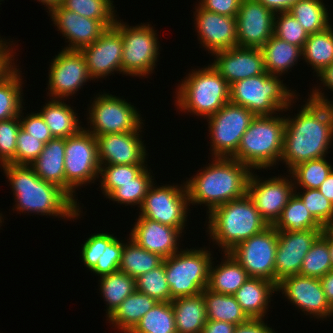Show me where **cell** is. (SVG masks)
Listing matches in <instances>:
<instances>
[{"label": "cell", "instance_id": "6da1fadb", "mask_svg": "<svg viewBox=\"0 0 333 333\" xmlns=\"http://www.w3.org/2000/svg\"><path fill=\"white\" fill-rule=\"evenodd\" d=\"M290 117L285 116L280 158L289 171L300 163L326 157L329 153L333 141V107L308 98L296 116Z\"/></svg>", "mask_w": 333, "mask_h": 333}, {"label": "cell", "instance_id": "7a4b0ae2", "mask_svg": "<svg viewBox=\"0 0 333 333\" xmlns=\"http://www.w3.org/2000/svg\"><path fill=\"white\" fill-rule=\"evenodd\" d=\"M0 167L14 191L16 204L13 210L68 220H76L83 213L79 202L76 203L60 187L41 179L31 166L6 163Z\"/></svg>", "mask_w": 333, "mask_h": 333}, {"label": "cell", "instance_id": "3957f363", "mask_svg": "<svg viewBox=\"0 0 333 333\" xmlns=\"http://www.w3.org/2000/svg\"><path fill=\"white\" fill-rule=\"evenodd\" d=\"M212 160L185 182L189 204H205L207 213L246 195L253 171L233 158L213 157Z\"/></svg>", "mask_w": 333, "mask_h": 333}, {"label": "cell", "instance_id": "277c9868", "mask_svg": "<svg viewBox=\"0 0 333 333\" xmlns=\"http://www.w3.org/2000/svg\"><path fill=\"white\" fill-rule=\"evenodd\" d=\"M207 215L206 232L224 253L269 227L248 194L215 207Z\"/></svg>", "mask_w": 333, "mask_h": 333}, {"label": "cell", "instance_id": "5b68a950", "mask_svg": "<svg viewBox=\"0 0 333 333\" xmlns=\"http://www.w3.org/2000/svg\"><path fill=\"white\" fill-rule=\"evenodd\" d=\"M256 116L243 134L233 159L252 170L270 169L280 162L285 116Z\"/></svg>", "mask_w": 333, "mask_h": 333}, {"label": "cell", "instance_id": "8992f818", "mask_svg": "<svg viewBox=\"0 0 333 333\" xmlns=\"http://www.w3.org/2000/svg\"><path fill=\"white\" fill-rule=\"evenodd\" d=\"M186 76L176 88L180 111L208 118L230 102V86L211 64Z\"/></svg>", "mask_w": 333, "mask_h": 333}, {"label": "cell", "instance_id": "52a82bcc", "mask_svg": "<svg viewBox=\"0 0 333 333\" xmlns=\"http://www.w3.org/2000/svg\"><path fill=\"white\" fill-rule=\"evenodd\" d=\"M279 77L264 72L231 84L230 102L247 108L255 116H272L276 111H288L295 98L299 99L298 94L289 90Z\"/></svg>", "mask_w": 333, "mask_h": 333}, {"label": "cell", "instance_id": "ba28073f", "mask_svg": "<svg viewBox=\"0 0 333 333\" xmlns=\"http://www.w3.org/2000/svg\"><path fill=\"white\" fill-rule=\"evenodd\" d=\"M205 248L180 249L163 259L172 300L199 295L208 287L209 268L213 257L210 248L209 251Z\"/></svg>", "mask_w": 333, "mask_h": 333}, {"label": "cell", "instance_id": "9c48e42d", "mask_svg": "<svg viewBox=\"0 0 333 333\" xmlns=\"http://www.w3.org/2000/svg\"><path fill=\"white\" fill-rule=\"evenodd\" d=\"M114 27L123 39L122 73L129 76L148 77L153 73L160 55L156 30L149 23L129 26L117 20ZM159 54V55H158Z\"/></svg>", "mask_w": 333, "mask_h": 333}, {"label": "cell", "instance_id": "30bf717a", "mask_svg": "<svg viewBox=\"0 0 333 333\" xmlns=\"http://www.w3.org/2000/svg\"><path fill=\"white\" fill-rule=\"evenodd\" d=\"M64 167L65 192L77 203L75 190L100 177L97 141L85 127L65 139Z\"/></svg>", "mask_w": 333, "mask_h": 333}, {"label": "cell", "instance_id": "8fae6325", "mask_svg": "<svg viewBox=\"0 0 333 333\" xmlns=\"http://www.w3.org/2000/svg\"><path fill=\"white\" fill-rule=\"evenodd\" d=\"M87 117L93 135L142 131L143 120L137 108L121 97L109 93L96 95Z\"/></svg>", "mask_w": 333, "mask_h": 333}, {"label": "cell", "instance_id": "7c38bea8", "mask_svg": "<svg viewBox=\"0 0 333 333\" xmlns=\"http://www.w3.org/2000/svg\"><path fill=\"white\" fill-rule=\"evenodd\" d=\"M256 116L247 108L226 103L215 114L206 118L210 134L213 157L232 158L241 138Z\"/></svg>", "mask_w": 333, "mask_h": 333}, {"label": "cell", "instance_id": "4fadbf2b", "mask_svg": "<svg viewBox=\"0 0 333 333\" xmlns=\"http://www.w3.org/2000/svg\"><path fill=\"white\" fill-rule=\"evenodd\" d=\"M153 182L140 206L139 217L155 220L161 224L179 229L184 233L189 209V199L185 182L161 185ZM175 185V186H174ZM189 205V206H188Z\"/></svg>", "mask_w": 333, "mask_h": 333}, {"label": "cell", "instance_id": "5bb4252c", "mask_svg": "<svg viewBox=\"0 0 333 333\" xmlns=\"http://www.w3.org/2000/svg\"><path fill=\"white\" fill-rule=\"evenodd\" d=\"M278 231L269 226L237 244L229 253L241 264L250 277L263 278L275 283V255Z\"/></svg>", "mask_w": 333, "mask_h": 333}, {"label": "cell", "instance_id": "9a60e30c", "mask_svg": "<svg viewBox=\"0 0 333 333\" xmlns=\"http://www.w3.org/2000/svg\"><path fill=\"white\" fill-rule=\"evenodd\" d=\"M50 64L47 84L52 99L74 96L86 82L93 80L81 51L63 48Z\"/></svg>", "mask_w": 333, "mask_h": 333}, {"label": "cell", "instance_id": "2e32d148", "mask_svg": "<svg viewBox=\"0 0 333 333\" xmlns=\"http://www.w3.org/2000/svg\"><path fill=\"white\" fill-rule=\"evenodd\" d=\"M255 175L254 172L250 175L247 194L263 219L273 226L295 192L292 176L290 179L280 175L262 180Z\"/></svg>", "mask_w": 333, "mask_h": 333}, {"label": "cell", "instance_id": "e0dca14e", "mask_svg": "<svg viewBox=\"0 0 333 333\" xmlns=\"http://www.w3.org/2000/svg\"><path fill=\"white\" fill-rule=\"evenodd\" d=\"M276 291L285 294L304 315H313L316 319L332 316L333 307L326 299L320 278L300 274L288 276L277 283Z\"/></svg>", "mask_w": 333, "mask_h": 333}, {"label": "cell", "instance_id": "ac0fdd59", "mask_svg": "<svg viewBox=\"0 0 333 333\" xmlns=\"http://www.w3.org/2000/svg\"><path fill=\"white\" fill-rule=\"evenodd\" d=\"M325 229L278 231L275 255V284L288 276L300 274L303 259Z\"/></svg>", "mask_w": 333, "mask_h": 333}, {"label": "cell", "instance_id": "d6986e66", "mask_svg": "<svg viewBox=\"0 0 333 333\" xmlns=\"http://www.w3.org/2000/svg\"><path fill=\"white\" fill-rule=\"evenodd\" d=\"M275 13L255 0H242L236 15L240 47L261 48L274 34Z\"/></svg>", "mask_w": 333, "mask_h": 333}, {"label": "cell", "instance_id": "ffe728a7", "mask_svg": "<svg viewBox=\"0 0 333 333\" xmlns=\"http://www.w3.org/2000/svg\"><path fill=\"white\" fill-rule=\"evenodd\" d=\"M80 51L93 80L106 78L114 72L122 74L123 39L114 26L107 28L95 42Z\"/></svg>", "mask_w": 333, "mask_h": 333}, {"label": "cell", "instance_id": "44dd1931", "mask_svg": "<svg viewBox=\"0 0 333 333\" xmlns=\"http://www.w3.org/2000/svg\"><path fill=\"white\" fill-rule=\"evenodd\" d=\"M139 132L142 131L94 135L99 163L112 165L147 163L146 145Z\"/></svg>", "mask_w": 333, "mask_h": 333}, {"label": "cell", "instance_id": "7402d4cb", "mask_svg": "<svg viewBox=\"0 0 333 333\" xmlns=\"http://www.w3.org/2000/svg\"><path fill=\"white\" fill-rule=\"evenodd\" d=\"M194 24L201 45L214 54L237 47L236 17L217 14L195 6Z\"/></svg>", "mask_w": 333, "mask_h": 333}, {"label": "cell", "instance_id": "603a6c76", "mask_svg": "<svg viewBox=\"0 0 333 333\" xmlns=\"http://www.w3.org/2000/svg\"><path fill=\"white\" fill-rule=\"evenodd\" d=\"M211 65L226 79L229 86L239 80L266 72L261 48L232 47L212 54Z\"/></svg>", "mask_w": 333, "mask_h": 333}, {"label": "cell", "instance_id": "cb8c5ba5", "mask_svg": "<svg viewBox=\"0 0 333 333\" xmlns=\"http://www.w3.org/2000/svg\"><path fill=\"white\" fill-rule=\"evenodd\" d=\"M57 31L66 37L69 44L65 50H78L91 45L108 28L102 21L86 18L76 12L65 9L62 5L49 12Z\"/></svg>", "mask_w": 333, "mask_h": 333}, {"label": "cell", "instance_id": "d4e9b609", "mask_svg": "<svg viewBox=\"0 0 333 333\" xmlns=\"http://www.w3.org/2000/svg\"><path fill=\"white\" fill-rule=\"evenodd\" d=\"M129 238L143 249L159 254L163 259L177 253L182 232L171 226L144 217L136 219Z\"/></svg>", "mask_w": 333, "mask_h": 333}, {"label": "cell", "instance_id": "484cf974", "mask_svg": "<svg viewBox=\"0 0 333 333\" xmlns=\"http://www.w3.org/2000/svg\"><path fill=\"white\" fill-rule=\"evenodd\" d=\"M275 292L277 291L274 282L250 277L233 296L249 318L264 319L269 302L272 301L270 297Z\"/></svg>", "mask_w": 333, "mask_h": 333}, {"label": "cell", "instance_id": "4316f807", "mask_svg": "<svg viewBox=\"0 0 333 333\" xmlns=\"http://www.w3.org/2000/svg\"><path fill=\"white\" fill-rule=\"evenodd\" d=\"M65 138L49 140L37 159L30 165L44 181L65 191Z\"/></svg>", "mask_w": 333, "mask_h": 333}, {"label": "cell", "instance_id": "83f0119b", "mask_svg": "<svg viewBox=\"0 0 333 333\" xmlns=\"http://www.w3.org/2000/svg\"><path fill=\"white\" fill-rule=\"evenodd\" d=\"M223 258L225 260L215 268L211 262L207 288L216 293L233 295L250 276L229 252H225Z\"/></svg>", "mask_w": 333, "mask_h": 333}, {"label": "cell", "instance_id": "f1b7e54d", "mask_svg": "<svg viewBox=\"0 0 333 333\" xmlns=\"http://www.w3.org/2000/svg\"><path fill=\"white\" fill-rule=\"evenodd\" d=\"M51 100V101H50ZM45 102L39 110L44 118L46 125L49 127L53 137L68 138L76 135L83 127L80 125L78 113H75L73 107L65 99H51Z\"/></svg>", "mask_w": 333, "mask_h": 333}, {"label": "cell", "instance_id": "f546056e", "mask_svg": "<svg viewBox=\"0 0 333 333\" xmlns=\"http://www.w3.org/2000/svg\"><path fill=\"white\" fill-rule=\"evenodd\" d=\"M177 333H201L207 322L203 294L171 301Z\"/></svg>", "mask_w": 333, "mask_h": 333}, {"label": "cell", "instance_id": "4dcf8cb0", "mask_svg": "<svg viewBox=\"0 0 333 333\" xmlns=\"http://www.w3.org/2000/svg\"><path fill=\"white\" fill-rule=\"evenodd\" d=\"M261 51L266 72L275 76H282L288 72L303 56L301 47L292 45L274 34L261 47Z\"/></svg>", "mask_w": 333, "mask_h": 333}, {"label": "cell", "instance_id": "1f68e13d", "mask_svg": "<svg viewBox=\"0 0 333 333\" xmlns=\"http://www.w3.org/2000/svg\"><path fill=\"white\" fill-rule=\"evenodd\" d=\"M156 303L157 301L147 294L135 290L106 320H109L114 328L120 329L119 331L129 333Z\"/></svg>", "mask_w": 333, "mask_h": 333}, {"label": "cell", "instance_id": "d6a6232c", "mask_svg": "<svg viewBox=\"0 0 333 333\" xmlns=\"http://www.w3.org/2000/svg\"><path fill=\"white\" fill-rule=\"evenodd\" d=\"M17 66L12 65L0 77V121L18 117L23 105V82Z\"/></svg>", "mask_w": 333, "mask_h": 333}, {"label": "cell", "instance_id": "836d02e7", "mask_svg": "<svg viewBox=\"0 0 333 333\" xmlns=\"http://www.w3.org/2000/svg\"><path fill=\"white\" fill-rule=\"evenodd\" d=\"M202 294L207 320L224 321L238 325L250 319L233 295L216 293L208 288H205Z\"/></svg>", "mask_w": 333, "mask_h": 333}, {"label": "cell", "instance_id": "e575fe53", "mask_svg": "<svg viewBox=\"0 0 333 333\" xmlns=\"http://www.w3.org/2000/svg\"><path fill=\"white\" fill-rule=\"evenodd\" d=\"M128 240L123 243L120 271L136 279L162 264L163 258L159 254L143 249L130 238Z\"/></svg>", "mask_w": 333, "mask_h": 333}, {"label": "cell", "instance_id": "d590c367", "mask_svg": "<svg viewBox=\"0 0 333 333\" xmlns=\"http://www.w3.org/2000/svg\"><path fill=\"white\" fill-rule=\"evenodd\" d=\"M302 59L312 66L316 74L333 62V28L308 35L302 49Z\"/></svg>", "mask_w": 333, "mask_h": 333}, {"label": "cell", "instance_id": "8d00e7d4", "mask_svg": "<svg viewBox=\"0 0 333 333\" xmlns=\"http://www.w3.org/2000/svg\"><path fill=\"white\" fill-rule=\"evenodd\" d=\"M98 284L101 295L106 301L107 318L136 290L135 279L120 270L100 277Z\"/></svg>", "mask_w": 333, "mask_h": 333}, {"label": "cell", "instance_id": "74e56055", "mask_svg": "<svg viewBox=\"0 0 333 333\" xmlns=\"http://www.w3.org/2000/svg\"><path fill=\"white\" fill-rule=\"evenodd\" d=\"M277 231H305L308 229H325L306 209L302 200L294 193L281 216L273 225Z\"/></svg>", "mask_w": 333, "mask_h": 333}, {"label": "cell", "instance_id": "f35d334b", "mask_svg": "<svg viewBox=\"0 0 333 333\" xmlns=\"http://www.w3.org/2000/svg\"><path fill=\"white\" fill-rule=\"evenodd\" d=\"M288 12L298 20L309 35L326 30L332 25L329 23L331 21L329 12L322 0H299Z\"/></svg>", "mask_w": 333, "mask_h": 333}, {"label": "cell", "instance_id": "ab89813d", "mask_svg": "<svg viewBox=\"0 0 333 333\" xmlns=\"http://www.w3.org/2000/svg\"><path fill=\"white\" fill-rule=\"evenodd\" d=\"M333 270L329 251V229L325 228L303 259L300 275L321 278Z\"/></svg>", "mask_w": 333, "mask_h": 333}, {"label": "cell", "instance_id": "60d3db41", "mask_svg": "<svg viewBox=\"0 0 333 333\" xmlns=\"http://www.w3.org/2000/svg\"><path fill=\"white\" fill-rule=\"evenodd\" d=\"M129 333H177L171 302H157Z\"/></svg>", "mask_w": 333, "mask_h": 333}, {"label": "cell", "instance_id": "b9f144b4", "mask_svg": "<svg viewBox=\"0 0 333 333\" xmlns=\"http://www.w3.org/2000/svg\"><path fill=\"white\" fill-rule=\"evenodd\" d=\"M332 170V165L323 157L300 163L288 174L293 178L295 189H318Z\"/></svg>", "mask_w": 333, "mask_h": 333}, {"label": "cell", "instance_id": "7bdbcfd3", "mask_svg": "<svg viewBox=\"0 0 333 333\" xmlns=\"http://www.w3.org/2000/svg\"><path fill=\"white\" fill-rule=\"evenodd\" d=\"M150 169L146 167L137 177L133 178L131 182L120 184L107 198L116 201L118 204H125V206H140L142 205L147 191L151 184L154 182L152 179Z\"/></svg>", "mask_w": 333, "mask_h": 333}, {"label": "cell", "instance_id": "ee69618b", "mask_svg": "<svg viewBox=\"0 0 333 333\" xmlns=\"http://www.w3.org/2000/svg\"><path fill=\"white\" fill-rule=\"evenodd\" d=\"M112 0H63L62 6L86 18L102 21L108 28L114 26L116 11Z\"/></svg>", "mask_w": 333, "mask_h": 333}, {"label": "cell", "instance_id": "f6af8a7d", "mask_svg": "<svg viewBox=\"0 0 333 333\" xmlns=\"http://www.w3.org/2000/svg\"><path fill=\"white\" fill-rule=\"evenodd\" d=\"M146 164L112 165L100 164L99 175L101 176V190L108 197L120 184L131 182L145 168Z\"/></svg>", "mask_w": 333, "mask_h": 333}, {"label": "cell", "instance_id": "bcb514c9", "mask_svg": "<svg viewBox=\"0 0 333 333\" xmlns=\"http://www.w3.org/2000/svg\"><path fill=\"white\" fill-rule=\"evenodd\" d=\"M136 291L147 294L157 302H171V292L165 274V265L144 273L135 279Z\"/></svg>", "mask_w": 333, "mask_h": 333}, {"label": "cell", "instance_id": "7dc6e473", "mask_svg": "<svg viewBox=\"0 0 333 333\" xmlns=\"http://www.w3.org/2000/svg\"><path fill=\"white\" fill-rule=\"evenodd\" d=\"M122 241L113 234L102 232V254L91 270L93 274L96 273L97 276L102 277L119 270L123 251Z\"/></svg>", "mask_w": 333, "mask_h": 333}, {"label": "cell", "instance_id": "c3c4849f", "mask_svg": "<svg viewBox=\"0 0 333 333\" xmlns=\"http://www.w3.org/2000/svg\"><path fill=\"white\" fill-rule=\"evenodd\" d=\"M300 194H295L302 200L309 213L324 227L328 228L333 223V205L318 189H301Z\"/></svg>", "mask_w": 333, "mask_h": 333}, {"label": "cell", "instance_id": "681fc988", "mask_svg": "<svg viewBox=\"0 0 333 333\" xmlns=\"http://www.w3.org/2000/svg\"><path fill=\"white\" fill-rule=\"evenodd\" d=\"M274 35L303 49L309 34L289 12H280L274 16Z\"/></svg>", "mask_w": 333, "mask_h": 333}, {"label": "cell", "instance_id": "f907efd6", "mask_svg": "<svg viewBox=\"0 0 333 333\" xmlns=\"http://www.w3.org/2000/svg\"><path fill=\"white\" fill-rule=\"evenodd\" d=\"M20 128L19 116L0 121V165H15L17 135Z\"/></svg>", "mask_w": 333, "mask_h": 333}, {"label": "cell", "instance_id": "816d5d0a", "mask_svg": "<svg viewBox=\"0 0 333 333\" xmlns=\"http://www.w3.org/2000/svg\"><path fill=\"white\" fill-rule=\"evenodd\" d=\"M45 143L20 128L17 135L15 165L30 166L44 149Z\"/></svg>", "mask_w": 333, "mask_h": 333}, {"label": "cell", "instance_id": "f5cc1de1", "mask_svg": "<svg viewBox=\"0 0 333 333\" xmlns=\"http://www.w3.org/2000/svg\"><path fill=\"white\" fill-rule=\"evenodd\" d=\"M19 115L21 128L25 130L31 136L38 138L40 141L45 144L51 140L53 137L49 127L46 125L44 118L41 116L39 112L31 114H26V117L23 116L24 113ZM22 114V116H21ZM24 117V118H23ZM22 119V120H21Z\"/></svg>", "mask_w": 333, "mask_h": 333}, {"label": "cell", "instance_id": "db71d44e", "mask_svg": "<svg viewBox=\"0 0 333 333\" xmlns=\"http://www.w3.org/2000/svg\"><path fill=\"white\" fill-rule=\"evenodd\" d=\"M84 244H82L81 260L84 265L92 270L97 260L101 258L102 254V233L92 234L89 238H86Z\"/></svg>", "mask_w": 333, "mask_h": 333}, {"label": "cell", "instance_id": "11a10c76", "mask_svg": "<svg viewBox=\"0 0 333 333\" xmlns=\"http://www.w3.org/2000/svg\"><path fill=\"white\" fill-rule=\"evenodd\" d=\"M242 0H200L198 5L207 11L236 17Z\"/></svg>", "mask_w": 333, "mask_h": 333}, {"label": "cell", "instance_id": "9f6ffc18", "mask_svg": "<svg viewBox=\"0 0 333 333\" xmlns=\"http://www.w3.org/2000/svg\"><path fill=\"white\" fill-rule=\"evenodd\" d=\"M315 76L320 78L319 80L321 81V84L323 83L324 87L326 86L328 89L333 91V62ZM314 88L315 89H312V92H310L311 94L308 95L309 99L326 104L333 103V101H330L328 97L326 98V96H324V92L322 93L323 90L319 88L316 89V87Z\"/></svg>", "mask_w": 333, "mask_h": 333}, {"label": "cell", "instance_id": "6f0895ef", "mask_svg": "<svg viewBox=\"0 0 333 333\" xmlns=\"http://www.w3.org/2000/svg\"><path fill=\"white\" fill-rule=\"evenodd\" d=\"M263 320L250 318L247 322L236 325L234 333H276Z\"/></svg>", "mask_w": 333, "mask_h": 333}, {"label": "cell", "instance_id": "680465c9", "mask_svg": "<svg viewBox=\"0 0 333 333\" xmlns=\"http://www.w3.org/2000/svg\"><path fill=\"white\" fill-rule=\"evenodd\" d=\"M235 327L229 322L207 320L201 333H234Z\"/></svg>", "mask_w": 333, "mask_h": 333}, {"label": "cell", "instance_id": "91938a15", "mask_svg": "<svg viewBox=\"0 0 333 333\" xmlns=\"http://www.w3.org/2000/svg\"><path fill=\"white\" fill-rule=\"evenodd\" d=\"M262 3L274 13L288 12L290 7L299 0H255Z\"/></svg>", "mask_w": 333, "mask_h": 333}, {"label": "cell", "instance_id": "94428289", "mask_svg": "<svg viewBox=\"0 0 333 333\" xmlns=\"http://www.w3.org/2000/svg\"><path fill=\"white\" fill-rule=\"evenodd\" d=\"M324 294L329 304L333 307V270L320 278Z\"/></svg>", "mask_w": 333, "mask_h": 333}, {"label": "cell", "instance_id": "6125c7cd", "mask_svg": "<svg viewBox=\"0 0 333 333\" xmlns=\"http://www.w3.org/2000/svg\"><path fill=\"white\" fill-rule=\"evenodd\" d=\"M320 193L333 205V170L318 188Z\"/></svg>", "mask_w": 333, "mask_h": 333}, {"label": "cell", "instance_id": "be15d7a7", "mask_svg": "<svg viewBox=\"0 0 333 333\" xmlns=\"http://www.w3.org/2000/svg\"><path fill=\"white\" fill-rule=\"evenodd\" d=\"M38 2L45 5V7L50 11L52 8L60 6L63 0H38Z\"/></svg>", "mask_w": 333, "mask_h": 333}, {"label": "cell", "instance_id": "e7e4bbea", "mask_svg": "<svg viewBox=\"0 0 333 333\" xmlns=\"http://www.w3.org/2000/svg\"><path fill=\"white\" fill-rule=\"evenodd\" d=\"M329 251H330L331 262L333 265V233L330 230H329Z\"/></svg>", "mask_w": 333, "mask_h": 333}, {"label": "cell", "instance_id": "03108f58", "mask_svg": "<svg viewBox=\"0 0 333 333\" xmlns=\"http://www.w3.org/2000/svg\"><path fill=\"white\" fill-rule=\"evenodd\" d=\"M10 67H0V77L9 69Z\"/></svg>", "mask_w": 333, "mask_h": 333}, {"label": "cell", "instance_id": "003e7915", "mask_svg": "<svg viewBox=\"0 0 333 333\" xmlns=\"http://www.w3.org/2000/svg\"><path fill=\"white\" fill-rule=\"evenodd\" d=\"M328 229L333 233V223L328 227Z\"/></svg>", "mask_w": 333, "mask_h": 333}]
</instances>
